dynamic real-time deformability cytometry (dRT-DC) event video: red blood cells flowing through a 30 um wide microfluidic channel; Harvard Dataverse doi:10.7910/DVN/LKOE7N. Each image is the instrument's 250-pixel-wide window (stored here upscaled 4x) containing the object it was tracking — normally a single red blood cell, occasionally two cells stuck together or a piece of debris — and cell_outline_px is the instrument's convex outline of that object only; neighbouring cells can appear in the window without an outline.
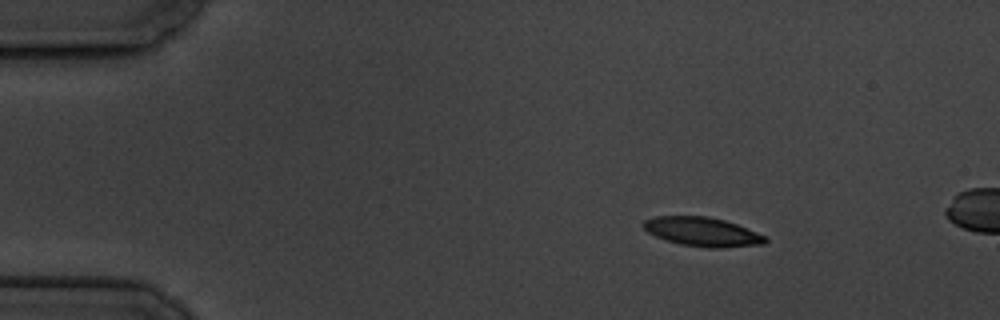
{"species": "common noctule bat (a hibernating species)", "species_latin": "Nyctalus noctula", "temperature_condition": "cold", "stored_images_in_passage": 5, "camera_frame_rate_fps": 3000, "um_per_image_px": 0.085, "animal": {"sex": "male", "body_mass_g": 19.5, "forearm_length_mm": 54.6}, "frame": {"image": 1, "passage_image": 2, "time_ms": 1.333, "image_size_px": [1000, 320], "cell_outline_px": [[768, 240], [764, 244], [720, 248], [708, 248], [680, 244], [664, 240], [648, 232], [640, 224], [644, 220], [656, 216], [708, 216], [724, 220], [736, 224], [768, 236]], "centroid_in_image_um": [59.71, 19.7], "position_along_channel_um": 25.3, "area_um2": 20.81}}